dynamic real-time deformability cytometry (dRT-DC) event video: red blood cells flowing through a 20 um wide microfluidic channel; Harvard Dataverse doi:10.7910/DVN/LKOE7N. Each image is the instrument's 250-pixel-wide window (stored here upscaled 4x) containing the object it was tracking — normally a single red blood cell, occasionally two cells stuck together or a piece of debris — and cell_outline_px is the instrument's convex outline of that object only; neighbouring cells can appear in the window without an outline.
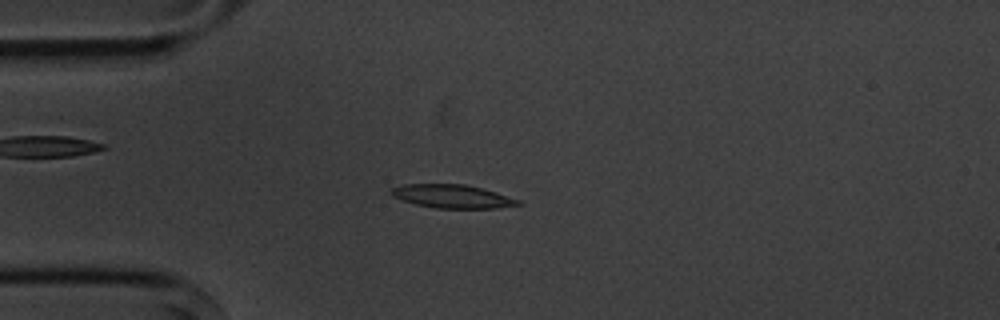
{"species": "common noctule bat (a hibernating species)", "species_latin": "Nyctalus noctula", "temperature_condition": "cold", "stored_images_in_passage": 5, "camera_frame_rate_fps": 3000, "um_per_image_px": 0.085, "animal": {"sex": "male", "body_mass_g": 20.1, "forearm_length_mm": 53.5}, "frame": {"image": 1, "passage_image": 5, "time_ms": 4.333, "image_size_px": [1000, 320], "cell_outline_px": [[524, 204], [496, 208], [436, 208], [416, 204], [392, 196], [388, 192], [392, 188], [404, 184], [464, 184], [496, 192], [520, 200]], "centroid_in_image_um": [38.45, 16.69], "position_along_channel_um": 46.6, "area_um2": 17.22}}